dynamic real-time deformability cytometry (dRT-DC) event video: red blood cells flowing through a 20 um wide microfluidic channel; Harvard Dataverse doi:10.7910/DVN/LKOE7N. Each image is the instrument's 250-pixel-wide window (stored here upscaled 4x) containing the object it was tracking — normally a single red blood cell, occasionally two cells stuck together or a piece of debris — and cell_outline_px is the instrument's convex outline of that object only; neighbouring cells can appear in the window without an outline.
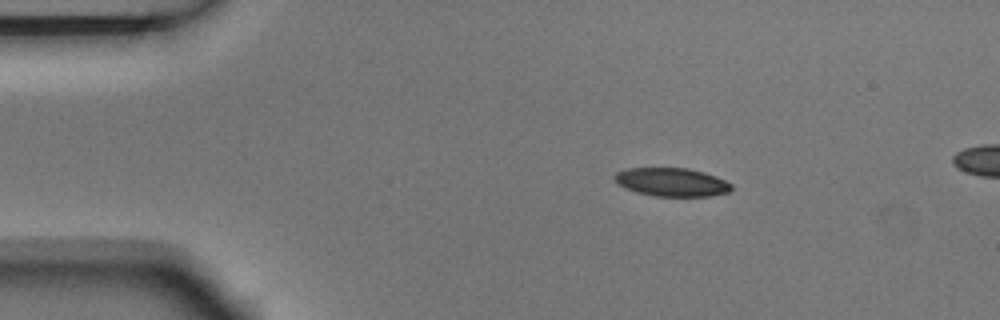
{"species": "Egyptian fruit bat (a non-hibernating species)", "species_latin": "Rousettus aegyptiacus", "temperature_condition": "room temperature", "stored_images_in_passage": 4, "camera_frame_rate_fps": 3000, "um_per_image_px": 0.085, "animal": {"sex": "male"}, "frame": {"image": 1, "passage_image": 2, "time_ms": 0.333, "image_size_px": [1000, 320], "cell_outline_px": [[732, 188], [728, 192], [712, 196], [656, 196], [636, 192], [624, 188], [612, 176], [616, 172], [628, 168], [688, 168], [704, 172], [716, 176], [732, 184]], "centroid_in_image_um": [57.1, 15.48], "position_along_channel_um": 27.9, "area_um2": 19.36}}